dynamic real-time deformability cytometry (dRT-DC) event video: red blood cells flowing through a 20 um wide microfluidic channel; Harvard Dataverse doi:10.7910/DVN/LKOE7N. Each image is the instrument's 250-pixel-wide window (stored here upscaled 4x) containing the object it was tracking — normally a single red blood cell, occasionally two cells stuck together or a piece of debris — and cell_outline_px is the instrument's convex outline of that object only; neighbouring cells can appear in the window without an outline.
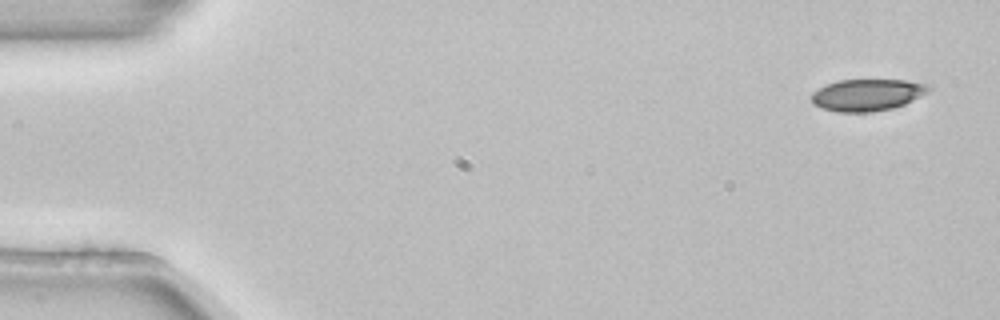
{"species": "common noctule bat (a hibernating species)", "species_latin": "Nyctalus noctula", "temperature_condition": "room temperature", "stored_images_in_passage": 4, "camera_frame_rate_fps": 3000, "um_per_image_px": 0.085, "animal": {"sex": "female", "body_mass_g": 22.7, "forearm_length_mm": 54.2}, "frame": {"image": 1, "passage_image": 1, "time_ms": 0.0, "image_size_px": [1000, 320], "cell_outline_px": [[932, 88], [928, 92], [904, 104], [892, 108], [872, 112], [836, 112], [820, 108], [812, 104], [812, 92], [836, 80], [904, 80], [928, 84]], "centroid_in_image_um": [73.7, 8.07], "position_along_channel_um": 11.3, "area_um2": 21.73}}
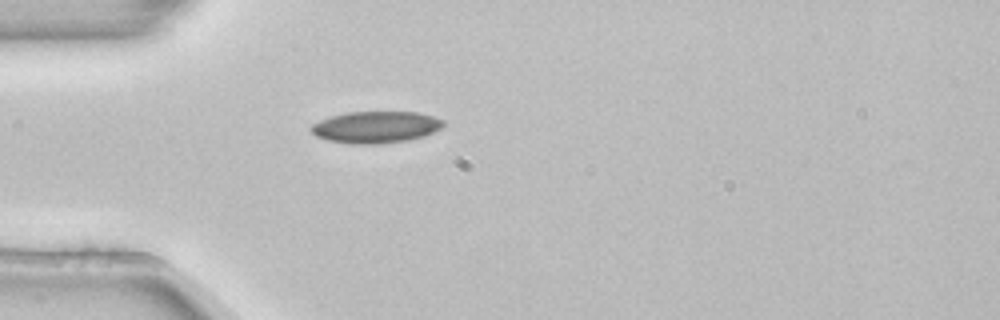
{"frame": {"image": 2, "passage_image": 4, "time_ms": 1.0, "image_size_px": [1000, 320], "cell_outline_px": [[444, 124], [440, 128], [424, 136], [408, 140], [376, 144], [352, 144], [328, 140], [316, 136], [308, 128], [312, 124], [320, 120], [332, 116], [348, 112], [416, 112], [432, 116], [444, 120]], "centroid_in_image_um": [31.92, 10.81], "position_along_channel_um": 53.1, "area_um2": 24.33}}